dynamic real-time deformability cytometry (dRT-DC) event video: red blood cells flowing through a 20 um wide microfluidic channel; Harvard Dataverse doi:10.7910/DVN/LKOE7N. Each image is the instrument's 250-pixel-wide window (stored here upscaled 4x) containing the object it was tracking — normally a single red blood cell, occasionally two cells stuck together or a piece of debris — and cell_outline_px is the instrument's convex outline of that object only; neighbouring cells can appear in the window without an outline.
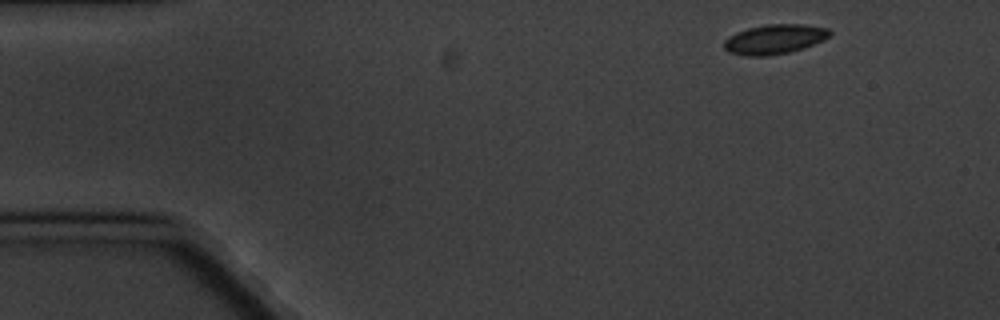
{"species": "common noctule bat (a hibernating species)", "species_latin": "Nyctalus noctula", "temperature_condition": "cold", "stored_images_in_passage": 4, "camera_frame_rate_fps": 3000, "um_per_image_px": 0.085, "animal": {"sex": "male", "body_mass_g": 20.1, "forearm_length_mm": 53.5}, "frame": {"image": 1, "passage_image": 1, "time_ms": 0.0, "image_size_px": [1000, 320], "cell_outline_px": [[832, 32], [824, 40], [788, 52], [764, 56], [744, 56], [728, 52], [724, 48], [724, 40], [728, 36], [736, 32], [748, 28], [764, 24], [804, 24], [828, 28]], "centroid_in_image_um": [65.79, 3.32], "position_along_channel_um": 19.2, "area_um2": 18.21}}